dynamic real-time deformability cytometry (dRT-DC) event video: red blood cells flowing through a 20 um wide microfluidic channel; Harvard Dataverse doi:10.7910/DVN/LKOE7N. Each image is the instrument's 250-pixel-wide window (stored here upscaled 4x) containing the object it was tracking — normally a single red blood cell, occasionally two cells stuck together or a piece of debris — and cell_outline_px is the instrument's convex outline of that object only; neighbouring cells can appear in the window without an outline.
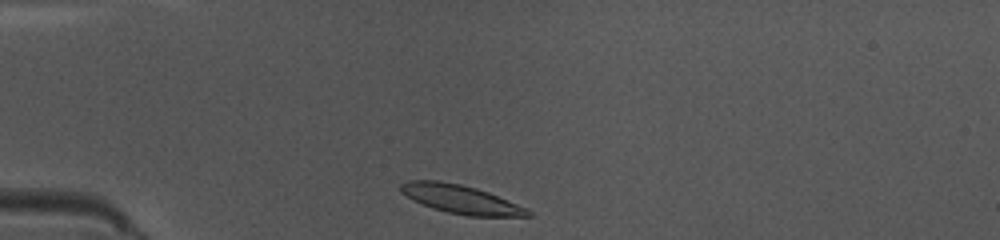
{"species": "common noctule bat (a hibernating species)", "species_latin": "Nyctalus noctula", "temperature_condition": "warm", "stored_images_in_passage": 37, "camera_frame_rate_fps": 3000, "um_per_image_px": 0.085, "animal": {"sex": "female", "body_mass_g": 10.0, "forearm_length_mm": 53.1}, "frame": {"image": 1, "passage_image": 1, "time_ms": 0.0, "image_size_px": [1000, 240], "cell_outline_px": [[532, 216], [468, 216], [448, 212], [432, 208], [412, 200], [400, 192], [400, 184], [408, 180], [436, 180], [460, 184], [476, 188], [488, 192], [528, 208], [532, 212]], "centroid_in_image_um": [39.16, 16.93], "position_along_channel_um": 45.8, "area_um2": 21.21}}
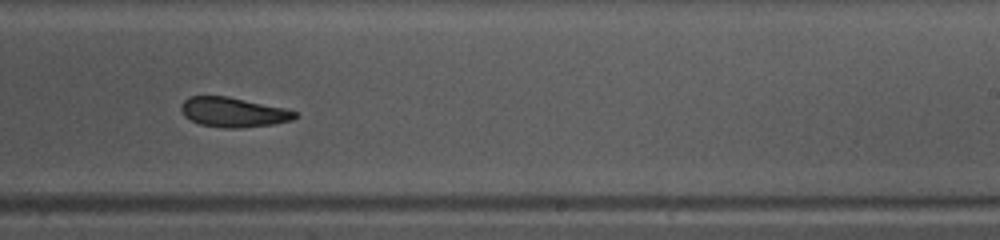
{"frame": {"image": 2, "passage_image": 19, "time_ms": 6.0, "image_size_px": [1000, 240], "cell_outline_px": [[300, 116], [292, 120], [272, 124], [236, 128], [224, 128], [200, 124], [184, 116], [180, 108], [180, 104], [188, 96], [228, 96], [284, 108], [296, 112]], "centroid_in_image_um": [19.81, 9.53], "position_along_channel_um": 269.2, "area_um2": 19.65}}
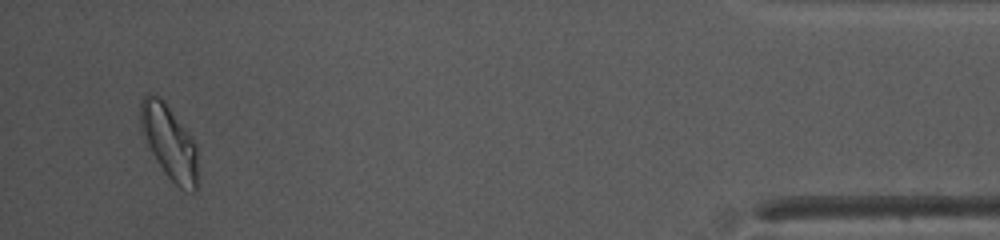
{"frame": {"image": 3, "passage_image": 35, "time_ms": 11.333, "image_size_px": [1000, 240], "cell_outline_px": [[196, 192], [184, 192], [168, 176], [152, 152], [140, 132], [140, 100], [148, 92], [152, 92], [160, 96], [164, 100], [188, 132], [196, 144]], "centroid_in_image_um": [14.35, 12.02], "position_along_channel_um": 420.8, "area_um2": 24.62}, "authors_computed_cell_mechanics": {"area_um2": 20.9236, "velocity_mm_per_s": 4.088, "shape_relaxation_time_tau1_ms": 4.053, "shape_relaxation_time_tau2_ms": 3.4036, "deformation_change_tau1": 0.1181, "deformation_change_tau2": 0.0578}}